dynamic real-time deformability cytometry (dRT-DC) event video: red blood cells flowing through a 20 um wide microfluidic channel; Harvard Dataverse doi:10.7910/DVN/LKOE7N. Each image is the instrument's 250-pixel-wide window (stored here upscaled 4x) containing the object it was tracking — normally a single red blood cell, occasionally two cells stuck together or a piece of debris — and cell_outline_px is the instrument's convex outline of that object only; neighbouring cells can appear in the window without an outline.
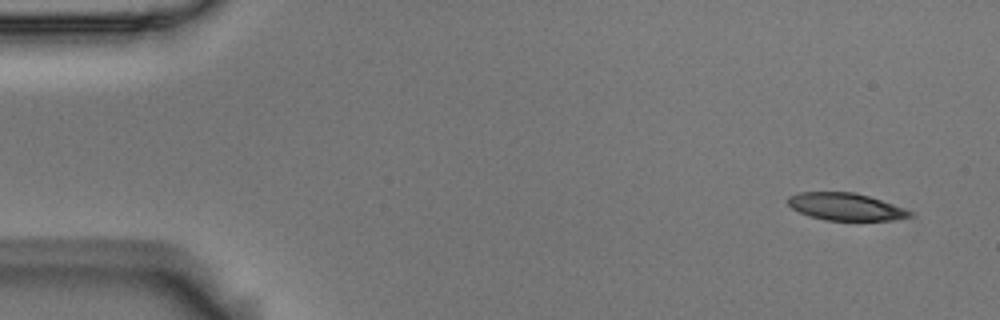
{"species": "Egyptian fruit bat (a non-hibernating species)", "species_latin": "Rousettus aegyptiacus", "temperature_condition": "room temperature", "stored_images_in_passage": 5, "camera_frame_rate_fps": 3000, "um_per_image_px": 0.085, "animal": {"sex": "male"}, "frame": {"image": 1, "passage_image": 1, "time_ms": 0.0, "image_size_px": [1000, 320], "cell_outline_px": [[912, 216], [896, 220], [824, 220], [808, 216], [792, 208], [788, 204], [788, 196], [800, 192], [856, 192], [892, 204], [912, 212]], "centroid_in_image_um": [71.84, 17.57], "position_along_channel_um": 13.2, "area_um2": 19.25}}
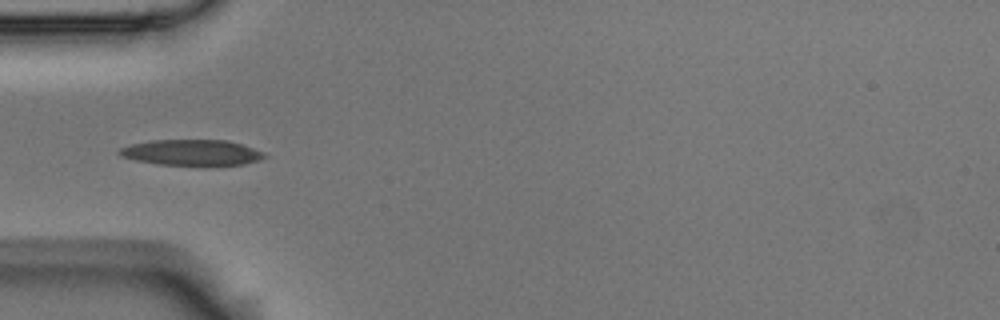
{"frame": {"image": 2, "passage_image": 5, "time_ms": 1.333, "image_size_px": [1000, 320], "cell_outline_px": [[268, 156], [260, 160], [244, 164], [160, 164], [136, 160], [120, 156], [116, 152], [120, 148], [132, 144], [152, 140], [228, 140], [264, 152]], "centroid_in_image_um": [16.29, 12.95], "position_along_channel_um": 68.7, "area_um2": 21.39}}